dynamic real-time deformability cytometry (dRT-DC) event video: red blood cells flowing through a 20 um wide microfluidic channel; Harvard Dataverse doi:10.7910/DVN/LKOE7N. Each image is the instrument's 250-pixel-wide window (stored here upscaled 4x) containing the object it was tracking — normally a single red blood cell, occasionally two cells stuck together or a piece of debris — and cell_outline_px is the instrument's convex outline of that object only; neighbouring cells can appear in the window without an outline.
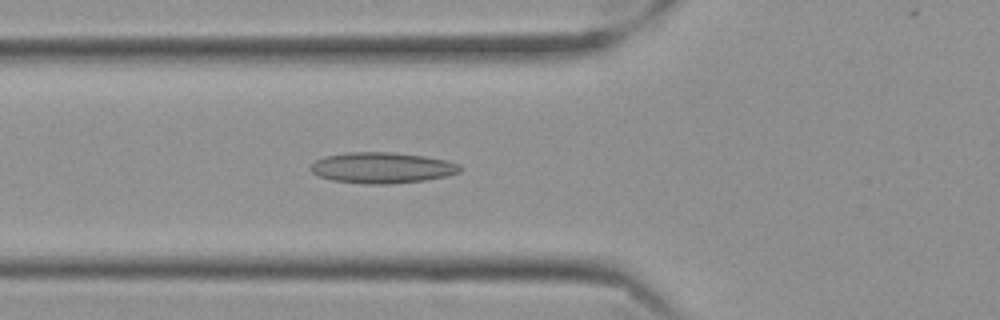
{"species": "Egyptian fruit bat (a non-hibernating species)", "species_latin": "Rousettus aegyptiacus", "temperature_condition": "cold", "stored_images_in_passage": 56, "camera_frame_rate_fps": 3000, "um_per_image_px": 0.085, "frame": {"image": 1, "passage_image": 20, "time_ms": 6.333, "image_size_px": [1000, 320], "cell_outline_px": [[460, 172], [448, 176], [424, 180], [388, 184], [364, 184], [332, 180], [320, 176], [312, 172], [312, 164], [316, 160], [324, 156], [352, 152], [392, 152], [424, 156], [444, 160], [460, 164]], "centroid_in_image_um": [32.49, 14.26], "position_along_channel_um": 93.3, "area_um2": 26.7}}
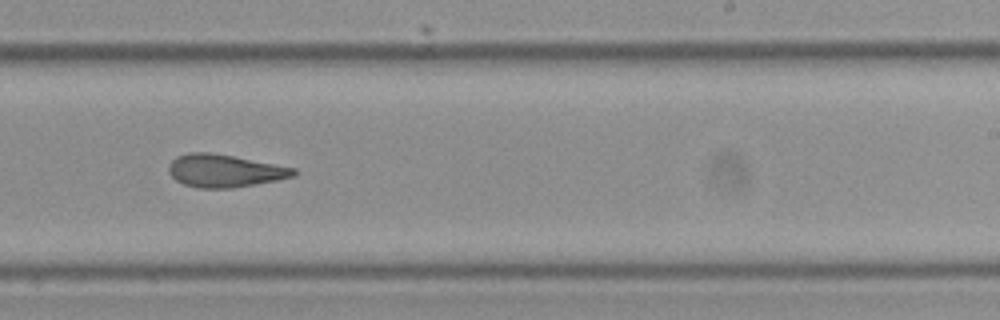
{"frame": {"image": 2, "passage_image": 35, "time_ms": 11.333, "image_size_px": [1000, 320], "cell_outline_px": [[296, 176], [256, 184], [232, 188], [196, 188], [184, 184], [176, 180], [168, 172], [168, 164], [176, 156], [188, 152], [212, 152], [296, 168]], "centroid_in_image_um": [19.06, 14.51], "position_along_channel_um": 269.9, "area_um2": 23.93}}
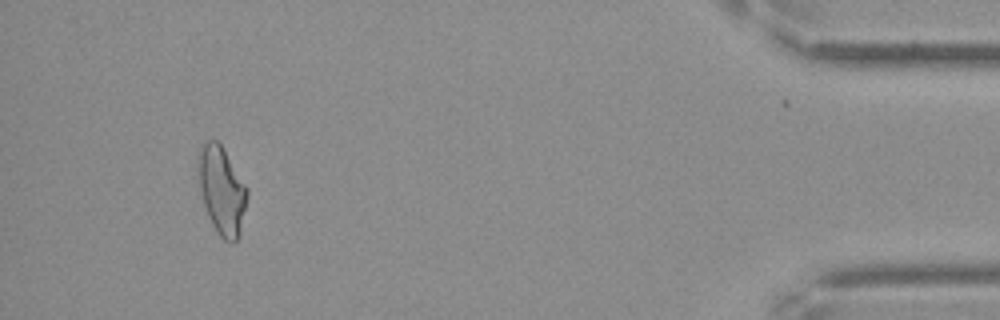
{"frame": {"image": 3, "passage_image": 53, "time_ms": 17.333, "image_size_px": [1000, 320], "cell_outline_px": [[248, 196], [240, 236], [232, 244], [224, 240], [216, 232], [208, 216], [204, 204], [200, 188], [200, 152], [204, 144], [208, 140], [216, 140], [220, 144], [248, 188]], "centroid_in_image_um": [18.9, 16.28], "position_along_channel_um": 416.3, "area_um2": 24.51}, "authors_computed_cell_mechanics": {"area_um2": 24.9696, "velocity_mm_per_s": 3.5129, "shape_relaxation_time_tau1_ms": null, "shape_relaxation_time_tau2_ms": 3.306, "deformation_change_tau1": null, "deformation_change_tau2": 0.1189}}